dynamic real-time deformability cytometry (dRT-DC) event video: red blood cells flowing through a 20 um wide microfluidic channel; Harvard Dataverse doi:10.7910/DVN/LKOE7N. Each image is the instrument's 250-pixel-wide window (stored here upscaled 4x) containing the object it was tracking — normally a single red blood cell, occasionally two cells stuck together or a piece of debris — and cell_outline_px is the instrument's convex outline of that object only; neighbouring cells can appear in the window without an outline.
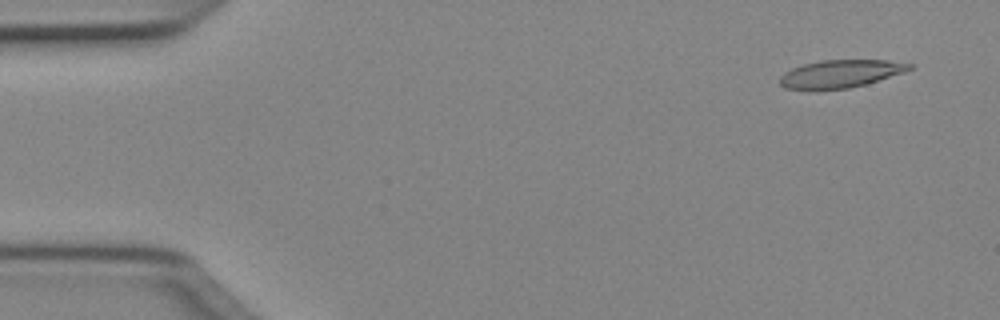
{"species": "Egyptian fruit bat (a non-hibernating species)", "species_latin": "Rousettus aegyptiacus", "temperature_condition": "cold", "stored_images_in_passage": 49, "camera_frame_rate_fps": 3000, "um_per_image_px": 0.085, "animal": {"sex": "female"}, "frame": {"image": 1, "passage_image": 3, "time_ms": 0.667, "image_size_px": [1000, 320], "cell_outline_px": [[912, 68], [904, 72], [864, 84], [848, 88], [816, 92], [808, 92], [784, 88], [780, 84], [780, 76], [784, 72], [792, 68], [804, 64], [820, 60], [888, 60], [912, 64]], "centroid_in_image_um": [71.34, 6.31], "position_along_channel_um": 13.7, "area_um2": 21.44}}
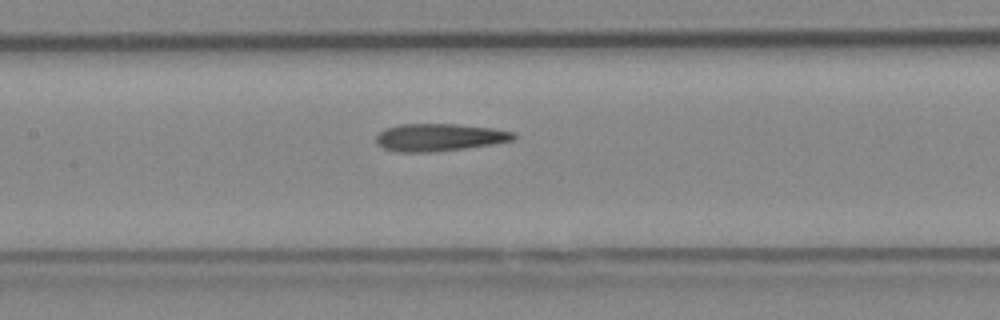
{"frame": {"image": 2, "passage_image": 23, "time_ms": 7.333, "image_size_px": [1000, 320], "cell_outline_px": [[516, 136], [512, 140], [492, 144], [436, 152], [396, 152], [384, 148], [376, 144], [376, 136], [384, 128], [400, 124], [456, 124], [492, 128], [512, 132]], "centroid_in_image_um": [37.28, 11.68], "position_along_channel_um": 170.1, "area_um2": 21.96}}
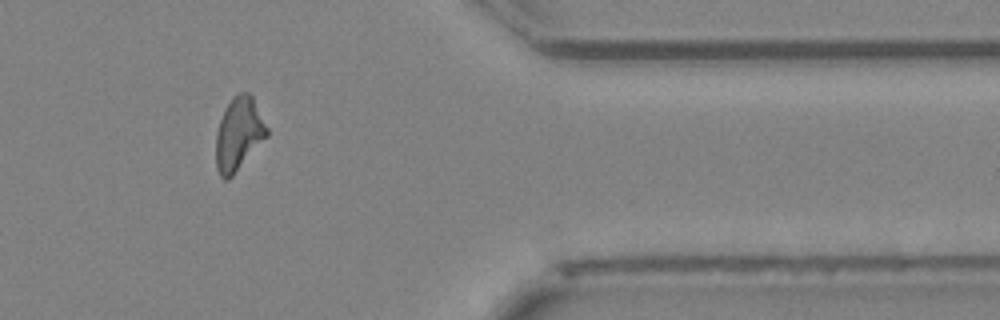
{"frame": {"image": 3, "passage_image": 41, "time_ms": 13.333, "image_size_px": [1000, 320], "cell_outline_px": [[268, 136], [232, 176], [228, 180], [224, 180], [220, 176], [216, 168], [216, 132], [224, 108], [232, 96], [240, 92], [248, 92], [252, 96], [268, 128]], "centroid_in_image_um": [20.28, 11.38], "position_along_channel_um": 391.1, "area_um2": 21.79}, "authors_computed_cell_mechanics": {"area_um2": 21.9062, "velocity_mm_per_s": 4.0436, "shape_relaxation_time_tau1_ms": null, "shape_relaxation_time_tau2_ms": 3.0539, "deformation_change_tau1": null, "deformation_change_tau2": 0.143}}